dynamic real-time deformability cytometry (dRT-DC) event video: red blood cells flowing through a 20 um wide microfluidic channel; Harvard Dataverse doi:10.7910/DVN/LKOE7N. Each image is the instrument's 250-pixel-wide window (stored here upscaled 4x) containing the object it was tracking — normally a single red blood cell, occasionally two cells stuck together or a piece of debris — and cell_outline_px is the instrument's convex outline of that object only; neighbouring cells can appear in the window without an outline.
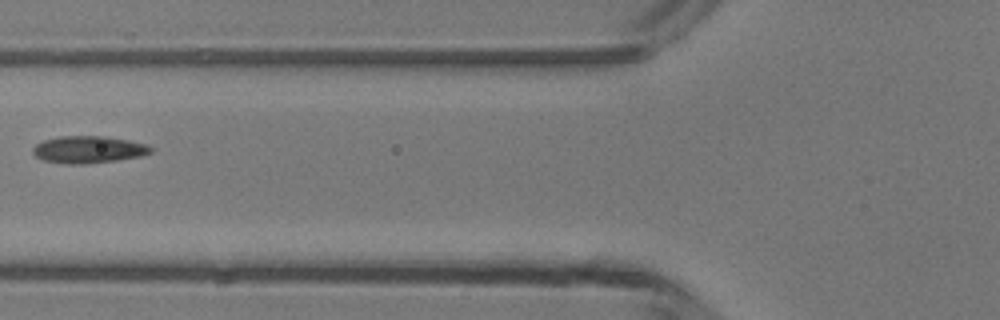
{"species": "common noctule bat (a hibernating species)", "species_latin": "Nyctalus noctula", "temperature_condition": "room temperature", "stored_images_in_passage": 5, "camera_frame_rate_fps": 3000, "um_per_image_px": 0.085, "animal": {"sex": "male", "body_mass_g": 13.3}, "frame": {"image": 1, "passage_image": 5, "time_ms": 5.333, "image_size_px": [1000, 320], "cell_outline_px": [[152, 152], [140, 156], [116, 160], [84, 164], [64, 164], [44, 160], [36, 156], [32, 152], [32, 148], [36, 144], [44, 140], [60, 136], [104, 136], [128, 140], [148, 144], [152, 148]], "centroid_in_image_um": [7.51, 12.71], "position_along_channel_um": 118.3, "area_um2": 18.61}}